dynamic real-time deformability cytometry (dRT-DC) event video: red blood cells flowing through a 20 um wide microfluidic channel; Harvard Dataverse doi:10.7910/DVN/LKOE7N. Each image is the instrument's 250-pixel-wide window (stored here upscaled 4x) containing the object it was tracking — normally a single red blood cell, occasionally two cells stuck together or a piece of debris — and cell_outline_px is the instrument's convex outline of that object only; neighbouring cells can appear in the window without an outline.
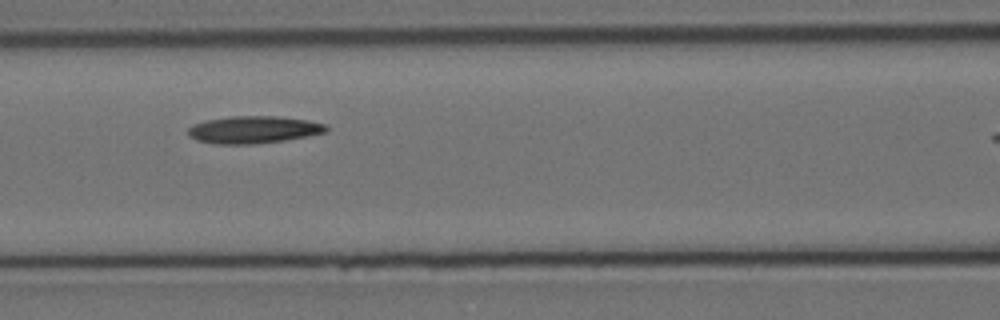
{"species": "Egyptian fruit bat (a non-hibernating species)", "species_latin": "Rousettus aegyptiacus", "temperature_condition": "cold", "stored_images_in_passage": 7, "camera_frame_rate_fps": 3000, "um_per_image_px": 0.085, "animal": {"sex": "female"}, "frame": {"image": 1, "passage_image": 5, "time_ms": 5.333, "image_size_px": [1000, 320], "cell_outline_px": [[328, 132], [308, 136], [284, 140], [252, 144], [216, 144], [196, 140], [188, 136], [188, 128], [192, 124], [204, 120], [232, 116], [276, 116], [308, 120], [328, 124]], "centroid_in_image_um": [21.55, 11.02], "position_along_channel_um": 145.0, "area_um2": 22.2}}
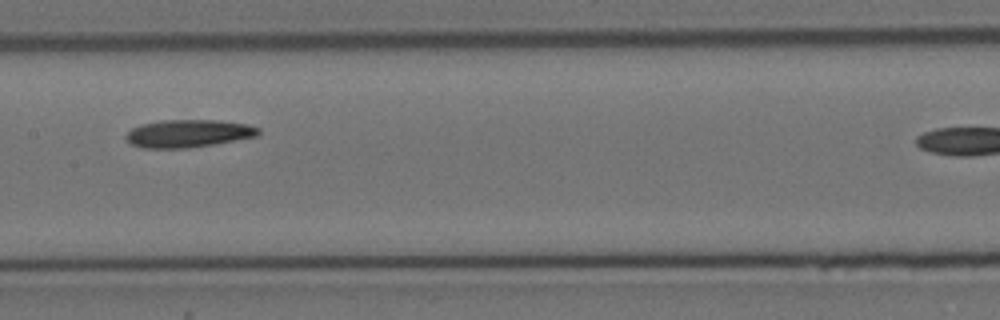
{"frame": {"image": 2, "passage_image": 6, "time_ms": 6.667, "image_size_px": [1000, 320], "cell_outline_px": [[260, 136], [188, 148], [140, 148], [132, 144], [124, 136], [132, 128], [140, 124], [160, 120], [216, 120], [248, 124], [260, 128]], "centroid_in_image_um": [16.02, 11.34], "position_along_channel_um": 191.4, "area_um2": 21.5}}